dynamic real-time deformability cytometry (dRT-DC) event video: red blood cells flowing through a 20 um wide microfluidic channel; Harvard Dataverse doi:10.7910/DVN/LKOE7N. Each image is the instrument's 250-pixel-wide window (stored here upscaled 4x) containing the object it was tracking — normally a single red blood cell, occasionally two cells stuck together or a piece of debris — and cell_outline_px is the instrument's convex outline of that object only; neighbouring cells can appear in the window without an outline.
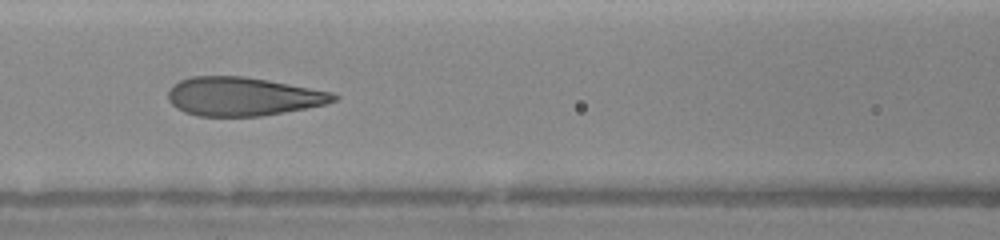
{"species": "human", "species_latin": "Homo sapiens", "temperature_condition": "warm", "stored_images_in_passage": 18, "camera_frame_rate_fps": 3000, "um_per_image_px": 0.085, "donor": {"sex": "female"}, "frame": {"image": 1, "passage_image": 16, "time_ms": 6.0, "image_size_px": [1000, 240], "cell_outline_px": [[340, 96], [336, 100], [324, 104], [304, 108], [260, 116], [196, 116], [184, 112], [176, 108], [168, 100], [168, 92], [172, 84], [180, 80], [192, 76], [244, 76], [268, 80], [332, 92]], "centroid_in_image_um": [20.59, 8.19], "position_along_channel_um": 146.0, "area_um2": 37.17}}